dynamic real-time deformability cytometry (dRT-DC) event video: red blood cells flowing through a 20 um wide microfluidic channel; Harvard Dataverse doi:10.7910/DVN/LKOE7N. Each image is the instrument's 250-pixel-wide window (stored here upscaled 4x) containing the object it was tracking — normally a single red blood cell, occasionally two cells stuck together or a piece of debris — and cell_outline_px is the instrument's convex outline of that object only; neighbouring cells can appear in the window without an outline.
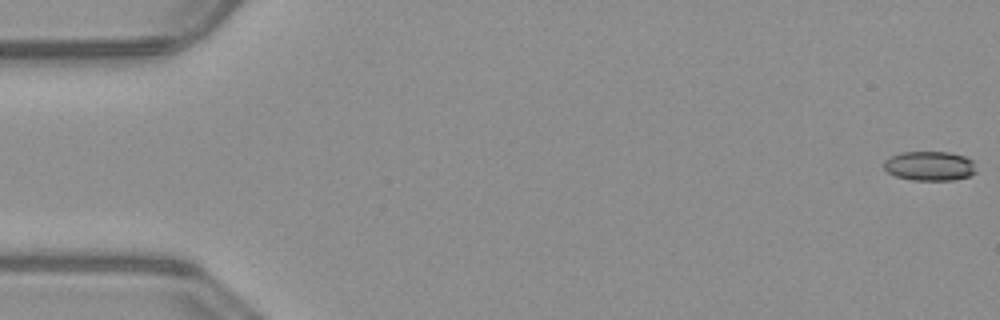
{"species": "common noctule bat (a hibernating species)", "species_latin": "Nyctalus noctula", "temperature_condition": "warm", "stored_images_in_passage": 51, "camera_frame_rate_fps": 3000, "um_per_image_px": 0.085, "animal": {"sex": "male", "body_mass_g": 23.1, "forearm_length_mm": 52.7}, "frame": {"image": 1, "passage_image": 1, "time_ms": 0.0, "image_size_px": [1000, 320], "cell_outline_px": [[976, 172], [968, 176], [956, 180], [912, 180], [896, 176], [888, 172], [884, 168], [884, 160], [888, 156], [900, 152], [948, 152], [964, 156], [972, 160]], "centroid_in_image_um": [78.99, 14.1], "position_along_channel_um": 6.0, "area_um2": 15.9}}
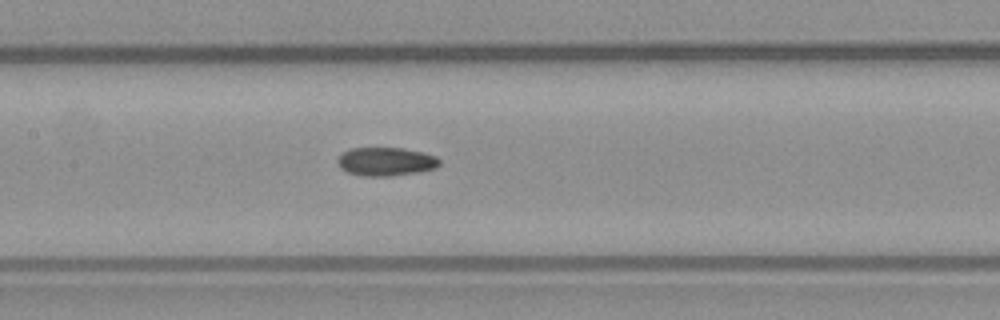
{"frame": {"image": 2, "passage_image": 25, "time_ms": 8.0, "image_size_px": [1000, 320], "cell_outline_px": [[440, 164], [436, 168], [420, 172], [392, 176], [360, 176], [348, 172], [340, 168], [336, 164], [336, 160], [340, 152], [352, 148], [404, 148], [424, 152], [436, 156], [440, 160]], "centroid_in_image_um": [32.78, 13.73], "position_along_channel_um": 174.6, "area_um2": 17.34}}
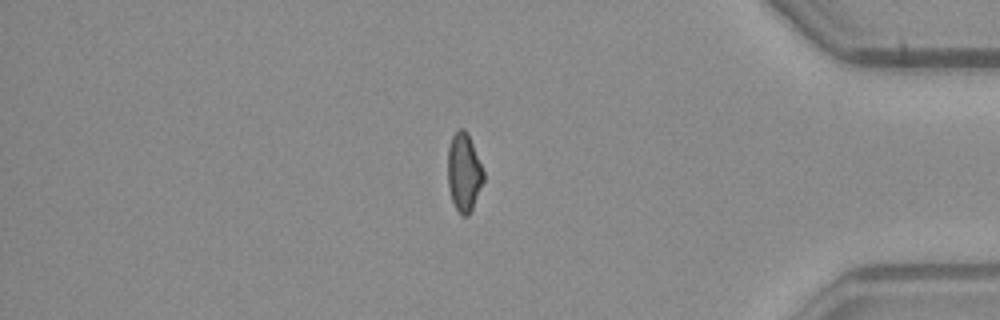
{"frame": {"image": 3, "passage_image": 44, "time_ms": 14.333, "image_size_px": [1000, 320], "cell_outline_px": [[484, 180], [472, 208], [468, 216], [460, 216], [452, 200], [448, 188], [448, 148], [452, 136], [460, 128], [464, 128], [472, 144], [484, 172]], "centroid_in_image_um": [39.42, 14.68], "position_along_channel_um": 395.8, "area_um2": 16.07}, "authors_computed_cell_mechanics": {"area_um2": 16.762, "velocity_mm_per_s": 4.0297, "shape_relaxation_time_tau1_ms": null, "shape_relaxation_time_tau2_ms": 5.1073, "deformation_change_tau1": null, "deformation_change_tau2": 0.1106}}